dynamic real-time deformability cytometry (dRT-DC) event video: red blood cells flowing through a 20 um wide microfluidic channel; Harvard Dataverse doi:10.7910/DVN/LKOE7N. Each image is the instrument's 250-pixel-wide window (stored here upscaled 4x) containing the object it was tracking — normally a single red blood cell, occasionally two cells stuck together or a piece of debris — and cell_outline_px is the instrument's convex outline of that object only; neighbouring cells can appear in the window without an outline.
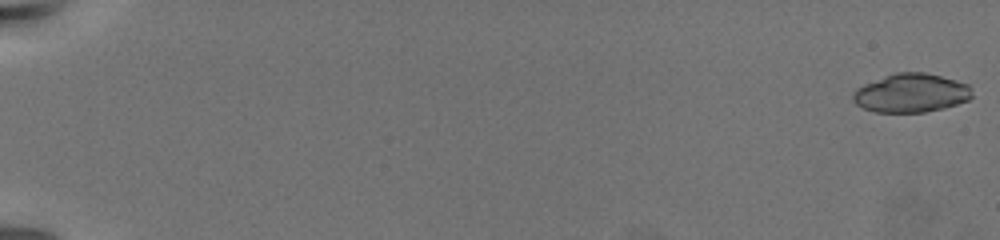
{"species": "common noctule bat (a hibernating species)", "species_latin": "Nyctalus noctula", "temperature_condition": "warm", "stored_images_in_passage": 10, "camera_frame_rate_fps": 3000, "um_per_image_px": 0.085, "animal": {"sex": "female", "body_mass_g": 19.5, "forearm_length_mm": 54.1}, "frame": {"image": 1, "passage_image": 1, "time_ms": 0.0, "image_size_px": [1000, 240], "cell_outline_px": [[972, 96], [968, 100], [944, 108], [924, 112], [876, 112], [864, 108], [856, 104], [852, 100], [852, 92], [856, 88], [864, 84], [884, 76], [896, 72], [924, 72], [956, 80], [968, 84]], "centroid_in_image_um": [77.41, 7.9], "position_along_channel_um": 7.6, "area_um2": 26.82}}
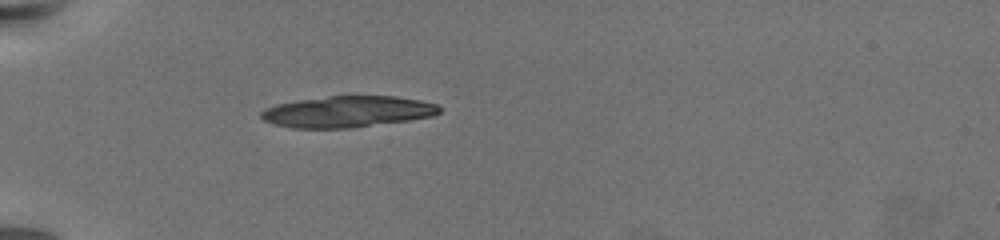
{"frame": {"image": 2, "passage_image": 9, "time_ms": 7.667, "image_size_px": [1000, 240], "cell_outline_px": [[440, 112], [432, 116], [408, 120], [348, 128], [292, 128], [276, 124], [264, 120], [260, 116], [260, 112], [264, 108], [276, 104], [296, 100], [328, 96], [396, 96], [420, 100], [436, 104], [440, 108]], "centroid_in_image_um": [29.5, 9.48], "position_along_channel_um": 55.5, "area_um2": 32.37}}